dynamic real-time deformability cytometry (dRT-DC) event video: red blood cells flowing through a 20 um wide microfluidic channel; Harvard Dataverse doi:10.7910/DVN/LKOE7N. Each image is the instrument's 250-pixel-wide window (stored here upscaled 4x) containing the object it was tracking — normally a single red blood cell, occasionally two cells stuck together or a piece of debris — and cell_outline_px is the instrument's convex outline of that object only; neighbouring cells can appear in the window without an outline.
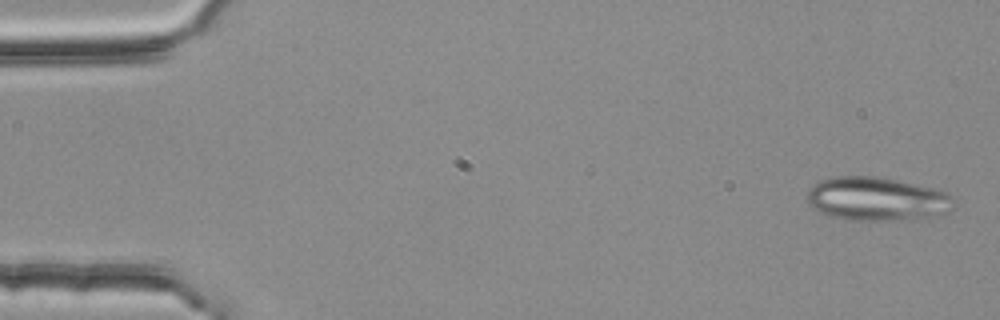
{"species": "common noctule bat (a hibernating species)", "species_latin": "Nyctalus noctula", "temperature_condition": "room temperature", "stored_images_in_passage": 54, "segment_of_instrument_passage": [1, 2], "camera_frame_rate_fps": 3000, "um_per_image_px": 0.085, "animal": {"sex": "female", "body_mass_g": 25.1}, "frame": {"image": 1, "passage_image": 2, "time_ms": 0.333, "image_size_px": [1000, 320], "cell_outline_px": [[948, 212], [924, 220], [848, 220], [832, 216], [808, 204], [808, 192], [812, 184], [820, 180], [832, 176], [876, 176], [936, 188], [944, 192], [948, 196]], "centroid_in_image_um": [74.5, 16.91], "position_along_channel_um": 10.5, "area_um2": 37.05}}